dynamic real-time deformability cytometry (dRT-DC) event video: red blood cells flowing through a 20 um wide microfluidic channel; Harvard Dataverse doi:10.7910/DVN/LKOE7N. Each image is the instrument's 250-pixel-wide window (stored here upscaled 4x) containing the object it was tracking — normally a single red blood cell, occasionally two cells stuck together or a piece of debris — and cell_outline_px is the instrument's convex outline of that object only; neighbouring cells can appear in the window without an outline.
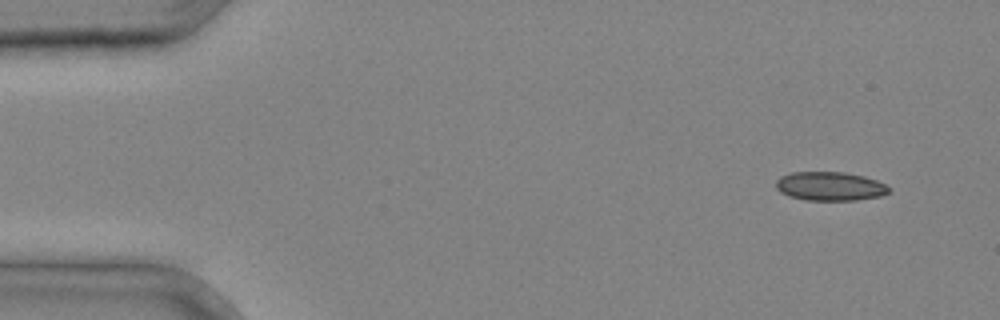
{"species": "common noctule bat (a hibernating species)", "species_latin": "Nyctalus noctula", "temperature_condition": "cold", "stored_images_in_passage": 23, "camera_frame_rate_fps": 3000, "um_per_image_px": 0.085, "animal": {"sex": "male", "body_mass_g": 20.4}, "frame": {"image": 1, "passage_image": 2, "time_ms": 0.333, "image_size_px": [1000, 320], "cell_outline_px": [[892, 188], [888, 192], [880, 196], [856, 200], [804, 200], [788, 196], [780, 192], [776, 188], [776, 180], [780, 176], [792, 172], [844, 172], [864, 176], [876, 180]], "centroid_in_image_um": [70.53, 15.83], "position_along_channel_um": 14.5, "area_um2": 19.07}}
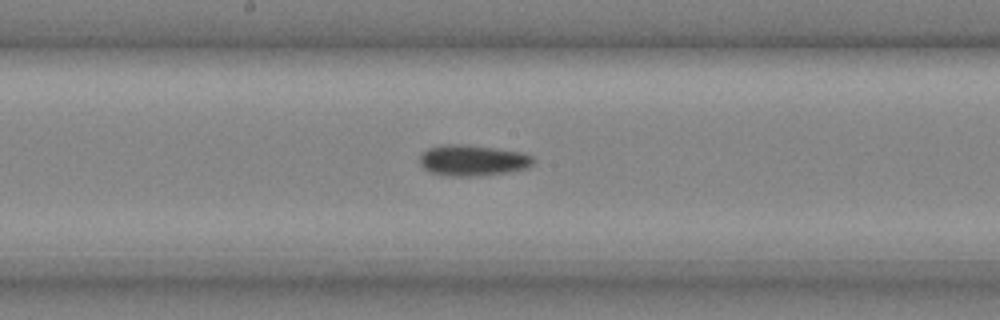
{"frame": {"image": 2, "passage_image": 19, "time_ms": 6.0, "image_size_px": [1000, 320], "cell_outline_px": [[532, 164], [528, 168], [504, 172], [472, 176], [448, 176], [432, 172], [424, 168], [420, 164], [420, 156], [428, 148], [448, 144], [460, 144], [496, 148], [520, 152], [532, 156]], "centroid_in_image_um": [40.16, 13.62], "position_along_channel_um": 208.0, "area_um2": 20.06}}
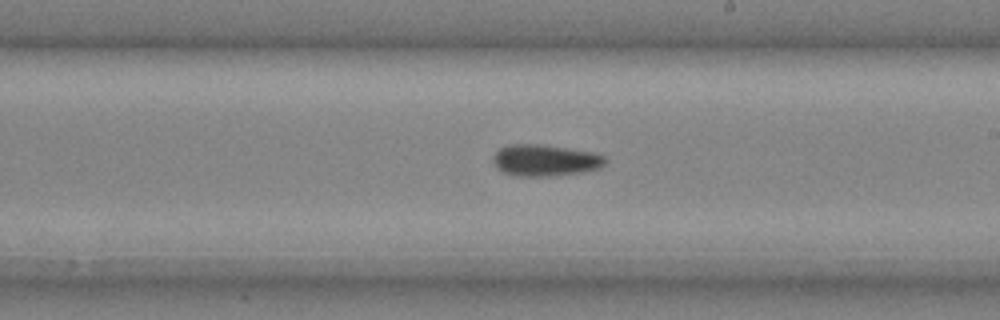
{"frame": {"image": 3, "passage_image": 21, "time_ms": 6.667, "image_size_px": [1000, 320], "cell_outline_px": [[608, 160], [600, 168], [580, 172], [548, 176], [516, 176], [504, 172], [496, 168], [492, 160], [492, 156], [500, 148], [508, 144], [544, 144], [592, 152], [604, 156]], "centroid_in_image_um": [46.31, 13.61], "position_along_channel_um": 242.7, "area_um2": 20.69}}